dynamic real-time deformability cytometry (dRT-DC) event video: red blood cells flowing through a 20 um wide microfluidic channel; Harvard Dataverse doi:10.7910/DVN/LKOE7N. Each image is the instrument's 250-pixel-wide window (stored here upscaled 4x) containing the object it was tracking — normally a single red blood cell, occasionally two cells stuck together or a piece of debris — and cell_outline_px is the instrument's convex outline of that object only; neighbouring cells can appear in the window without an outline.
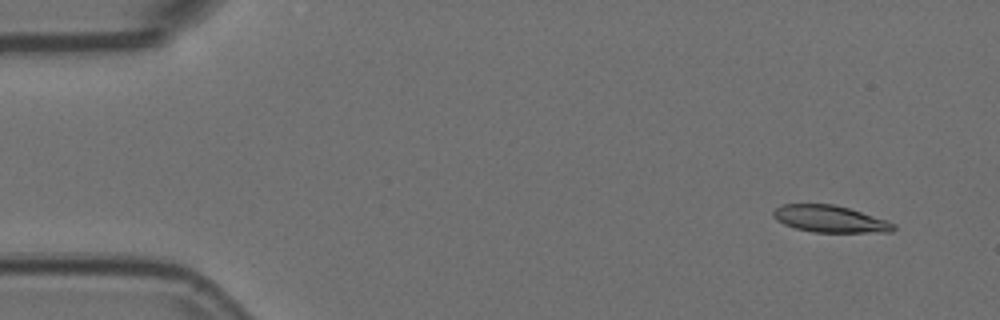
{"species": "Egyptian fruit bat (a non-hibernating species)", "species_latin": "Rousettus aegyptiacus", "temperature_condition": "room temperature", "stored_images_in_passage": 55, "camera_frame_rate_fps": 3000, "um_per_image_px": 0.085, "animal": {"sex": "female"}, "frame": {"image": 1, "passage_image": 3, "time_ms": 0.667, "image_size_px": [1000, 320], "cell_outline_px": [[896, 228], [892, 232], [812, 232], [796, 228], [784, 224], [776, 220], [772, 216], [772, 212], [780, 204], [832, 204], [848, 208], [888, 220], [896, 224]], "centroid_in_image_um": [70.55, 18.61], "position_along_channel_um": 14.5, "area_um2": 18.9}}
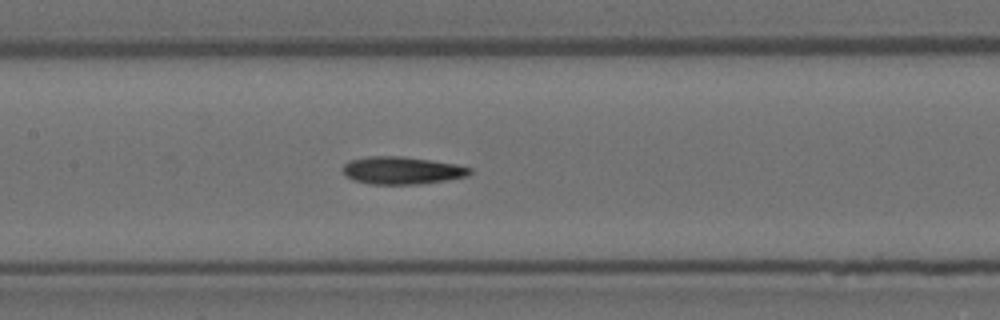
{"frame": {"image": 2, "passage_image": 25, "time_ms": 8.0, "image_size_px": [1000, 320], "cell_outline_px": [[472, 172], [468, 176], [420, 184], [372, 184], [356, 180], [344, 176], [340, 168], [348, 160], [368, 156], [404, 156], [432, 160], [456, 164], [472, 168]], "centroid_in_image_um": [34.13, 14.47], "position_along_channel_um": 173.3, "area_um2": 20.58}}
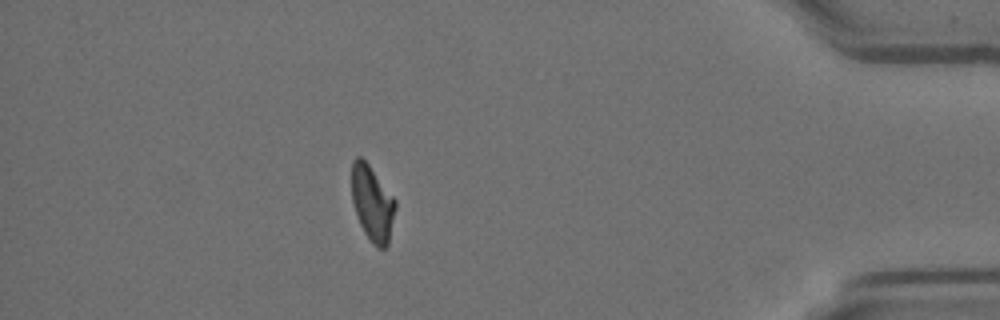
{"frame": {"image": 3, "passage_image": 48, "time_ms": 15.667, "image_size_px": [1000, 320], "cell_outline_px": [[396, 208], [388, 244], [384, 248], [380, 248], [372, 244], [364, 232], [360, 224], [352, 200], [352, 160], [356, 156], [360, 156], [368, 164], [396, 200]], "centroid_in_image_um": [31.65, 17.28], "position_along_channel_um": 403.6, "area_um2": 19.02}, "authors_computed_cell_mechanics": {"area_um2": 19.652, "velocity_mm_per_s": 3.6184, "shape_relaxation_time_tau1_ms": 10.5202, "shape_relaxation_time_tau2_ms": 5.4105, "deformation_change_tau1": 0.2349, "deformation_change_tau2": 0.1282}}